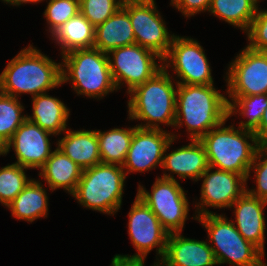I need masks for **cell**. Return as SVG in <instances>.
Returning a JSON list of instances; mask_svg holds the SVG:
<instances>
[{
  "label": "cell",
  "mask_w": 267,
  "mask_h": 266,
  "mask_svg": "<svg viewBox=\"0 0 267 266\" xmlns=\"http://www.w3.org/2000/svg\"><path fill=\"white\" fill-rule=\"evenodd\" d=\"M61 85V62L56 63L31 44L21 49L0 74V92L16 98L21 94L34 97Z\"/></svg>",
  "instance_id": "cell-1"
},
{
  "label": "cell",
  "mask_w": 267,
  "mask_h": 266,
  "mask_svg": "<svg viewBox=\"0 0 267 266\" xmlns=\"http://www.w3.org/2000/svg\"><path fill=\"white\" fill-rule=\"evenodd\" d=\"M227 120V97L214 84H178L174 128L185 126L189 140H200Z\"/></svg>",
  "instance_id": "cell-2"
},
{
  "label": "cell",
  "mask_w": 267,
  "mask_h": 266,
  "mask_svg": "<svg viewBox=\"0 0 267 266\" xmlns=\"http://www.w3.org/2000/svg\"><path fill=\"white\" fill-rule=\"evenodd\" d=\"M174 79L168 70L162 68L151 79L129 92V120L144 121L136 125L142 129H163L161 123L174 127L178 86L177 82L172 81Z\"/></svg>",
  "instance_id": "cell-3"
},
{
  "label": "cell",
  "mask_w": 267,
  "mask_h": 266,
  "mask_svg": "<svg viewBox=\"0 0 267 266\" xmlns=\"http://www.w3.org/2000/svg\"><path fill=\"white\" fill-rule=\"evenodd\" d=\"M211 129L200 141L205 147L208 164L214 169L241 174L247 178L257 149L261 146L254 132L239 126H224ZM252 142V143H250Z\"/></svg>",
  "instance_id": "cell-4"
},
{
  "label": "cell",
  "mask_w": 267,
  "mask_h": 266,
  "mask_svg": "<svg viewBox=\"0 0 267 266\" xmlns=\"http://www.w3.org/2000/svg\"><path fill=\"white\" fill-rule=\"evenodd\" d=\"M61 57L62 85L72 82L78 96L100 100L117 92L107 53L96 48L76 49Z\"/></svg>",
  "instance_id": "cell-5"
},
{
  "label": "cell",
  "mask_w": 267,
  "mask_h": 266,
  "mask_svg": "<svg viewBox=\"0 0 267 266\" xmlns=\"http://www.w3.org/2000/svg\"><path fill=\"white\" fill-rule=\"evenodd\" d=\"M126 178L121 165L99 163L82 170L71 195L86 209L111 216L121 209Z\"/></svg>",
  "instance_id": "cell-6"
},
{
  "label": "cell",
  "mask_w": 267,
  "mask_h": 266,
  "mask_svg": "<svg viewBox=\"0 0 267 266\" xmlns=\"http://www.w3.org/2000/svg\"><path fill=\"white\" fill-rule=\"evenodd\" d=\"M192 218L205 227L207 241L218 265L227 263L231 266H267L262 261L265 254L244 239L233 224V219L229 220L225 215L217 213Z\"/></svg>",
  "instance_id": "cell-7"
},
{
  "label": "cell",
  "mask_w": 267,
  "mask_h": 266,
  "mask_svg": "<svg viewBox=\"0 0 267 266\" xmlns=\"http://www.w3.org/2000/svg\"><path fill=\"white\" fill-rule=\"evenodd\" d=\"M151 189L148 191L138 184L136 196L152 210L169 234L182 233L189 218L190 202L178 180L158 176Z\"/></svg>",
  "instance_id": "cell-8"
},
{
  "label": "cell",
  "mask_w": 267,
  "mask_h": 266,
  "mask_svg": "<svg viewBox=\"0 0 267 266\" xmlns=\"http://www.w3.org/2000/svg\"><path fill=\"white\" fill-rule=\"evenodd\" d=\"M107 56L116 89L119 90L125 84L127 93L163 68L160 56L136 43L112 49Z\"/></svg>",
  "instance_id": "cell-9"
},
{
  "label": "cell",
  "mask_w": 267,
  "mask_h": 266,
  "mask_svg": "<svg viewBox=\"0 0 267 266\" xmlns=\"http://www.w3.org/2000/svg\"><path fill=\"white\" fill-rule=\"evenodd\" d=\"M163 68L173 69L177 84L212 85V69L200 43L189 37L174 36L169 51L162 59Z\"/></svg>",
  "instance_id": "cell-10"
},
{
  "label": "cell",
  "mask_w": 267,
  "mask_h": 266,
  "mask_svg": "<svg viewBox=\"0 0 267 266\" xmlns=\"http://www.w3.org/2000/svg\"><path fill=\"white\" fill-rule=\"evenodd\" d=\"M228 66L225 76L228 96L267 94V52L246 46Z\"/></svg>",
  "instance_id": "cell-11"
},
{
  "label": "cell",
  "mask_w": 267,
  "mask_h": 266,
  "mask_svg": "<svg viewBox=\"0 0 267 266\" xmlns=\"http://www.w3.org/2000/svg\"><path fill=\"white\" fill-rule=\"evenodd\" d=\"M208 167L199 177L203 180L201 197L195 202V217L215 214L208 209H227L247 191V178L241 174ZM206 207V208H205Z\"/></svg>",
  "instance_id": "cell-12"
},
{
  "label": "cell",
  "mask_w": 267,
  "mask_h": 266,
  "mask_svg": "<svg viewBox=\"0 0 267 266\" xmlns=\"http://www.w3.org/2000/svg\"><path fill=\"white\" fill-rule=\"evenodd\" d=\"M122 7L128 12L135 43L153 51L163 59L175 35L169 34L165 20L157 10L155 0L147 3H127Z\"/></svg>",
  "instance_id": "cell-13"
},
{
  "label": "cell",
  "mask_w": 267,
  "mask_h": 266,
  "mask_svg": "<svg viewBox=\"0 0 267 266\" xmlns=\"http://www.w3.org/2000/svg\"><path fill=\"white\" fill-rule=\"evenodd\" d=\"M128 217V235L137 251L131 257L146 258L150 251L157 247L155 250L158 264L164 257L169 233L152 210L137 196Z\"/></svg>",
  "instance_id": "cell-14"
},
{
  "label": "cell",
  "mask_w": 267,
  "mask_h": 266,
  "mask_svg": "<svg viewBox=\"0 0 267 266\" xmlns=\"http://www.w3.org/2000/svg\"><path fill=\"white\" fill-rule=\"evenodd\" d=\"M172 133L163 129H142L134 126V133L122 165L126 176L162 167L164 151Z\"/></svg>",
  "instance_id": "cell-15"
},
{
  "label": "cell",
  "mask_w": 267,
  "mask_h": 266,
  "mask_svg": "<svg viewBox=\"0 0 267 266\" xmlns=\"http://www.w3.org/2000/svg\"><path fill=\"white\" fill-rule=\"evenodd\" d=\"M52 133L26 119L0 150V156L14 150L15 164L28 169H40L52 154L49 136Z\"/></svg>",
  "instance_id": "cell-16"
},
{
  "label": "cell",
  "mask_w": 267,
  "mask_h": 266,
  "mask_svg": "<svg viewBox=\"0 0 267 266\" xmlns=\"http://www.w3.org/2000/svg\"><path fill=\"white\" fill-rule=\"evenodd\" d=\"M172 139L166 146L164 151L163 163L161 169L165 170L162 178L177 180L174 174L180 179L190 178L193 181H198L202 173L209 167L206 150L200 140L191 141L187 145H183L176 150L169 151L173 142L178 139L177 134H173ZM169 171L170 173H167Z\"/></svg>",
  "instance_id": "cell-17"
},
{
  "label": "cell",
  "mask_w": 267,
  "mask_h": 266,
  "mask_svg": "<svg viewBox=\"0 0 267 266\" xmlns=\"http://www.w3.org/2000/svg\"><path fill=\"white\" fill-rule=\"evenodd\" d=\"M182 233H170L166 251L158 266H216L214 252L205 240L184 237Z\"/></svg>",
  "instance_id": "cell-18"
},
{
  "label": "cell",
  "mask_w": 267,
  "mask_h": 266,
  "mask_svg": "<svg viewBox=\"0 0 267 266\" xmlns=\"http://www.w3.org/2000/svg\"><path fill=\"white\" fill-rule=\"evenodd\" d=\"M267 201L250 195L247 191L231 206L234 209V221L238 232L245 240L253 243L265 254V216Z\"/></svg>",
  "instance_id": "cell-19"
},
{
  "label": "cell",
  "mask_w": 267,
  "mask_h": 266,
  "mask_svg": "<svg viewBox=\"0 0 267 266\" xmlns=\"http://www.w3.org/2000/svg\"><path fill=\"white\" fill-rule=\"evenodd\" d=\"M57 140V147L82 169L101 163L96 130H71Z\"/></svg>",
  "instance_id": "cell-20"
},
{
  "label": "cell",
  "mask_w": 267,
  "mask_h": 266,
  "mask_svg": "<svg viewBox=\"0 0 267 266\" xmlns=\"http://www.w3.org/2000/svg\"><path fill=\"white\" fill-rule=\"evenodd\" d=\"M39 170V177L46 181L52 192L63 188L71 195L77 187L83 169L56 147Z\"/></svg>",
  "instance_id": "cell-21"
},
{
  "label": "cell",
  "mask_w": 267,
  "mask_h": 266,
  "mask_svg": "<svg viewBox=\"0 0 267 266\" xmlns=\"http://www.w3.org/2000/svg\"><path fill=\"white\" fill-rule=\"evenodd\" d=\"M32 98V115L27 119L54 136L61 135L67 129L70 109L63 101L47 93Z\"/></svg>",
  "instance_id": "cell-22"
},
{
  "label": "cell",
  "mask_w": 267,
  "mask_h": 266,
  "mask_svg": "<svg viewBox=\"0 0 267 266\" xmlns=\"http://www.w3.org/2000/svg\"><path fill=\"white\" fill-rule=\"evenodd\" d=\"M135 44L128 12L121 6L105 22L95 27L94 48L108 53L112 49Z\"/></svg>",
  "instance_id": "cell-23"
},
{
  "label": "cell",
  "mask_w": 267,
  "mask_h": 266,
  "mask_svg": "<svg viewBox=\"0 0 267 266\" xmlns=\"http://www.w3.org/2000/svg\"><path fill=\"white\" fill-rule=\"evenodd\" d=\"M41 180L31 179L24 189L6 207L16 220L32 223L48 217L49 197ZM44 187V188H43Z\"/></svg>",
  "instance_id": "cell-24"
},
{
  "label": "cell",
  "mask_w": 267,
  "mask_h": 266,
  "mask_svg": "<svg viewBox=\"0 0 267 266\" xmlns=\"http://www.w3.org/2000/svg\"><path fill=\"white\" fill-rule=\"evenodd\" d=\"M51 39L61 49V56L76 49L94 48L95 27L79 12L59 27Z\"/></svg>",
  "instance_id": "cell-25"
},
{
  "label": "cell",
  "mask_w": 267,
  "mask_h": 266,
  "mask_svg": "<svg viewBox=\"0 0 267 266\" xmlns=\"http://www.w3.org/2000/svg\"><path fill=\"white\" fill-rule=\"evenodd\" d=\"M254 0H211L210 14L246 33L256 15Z\"/></svg>",
  "instance_id": "cell-26"
},
{
  "label": "cell",
  "mask_w": 267,
  "mask_h": 266,
  "mask_svg": "<svg viewBox=\"0 0 267 266\" xmlns=\"http://www.w3.org/2000/svg\"><path fill=\"white\" fill-rule=\"evenodd\" d=\"M134 127L96 130L101 163L123 165L133 137Z\"/></svg>",
  "instance_id": "cell-27"
},
{
  "label": "cell",
  "mask_w": 267,
  "mask_h": 266,
  "mask_svg": "<svg viewBox=\"0 0 267 266\" xmlns=\"http://www.w3.org/2000/svg\"><path fill=\"white\" fill-rule=\"evenodd\" d=\"M227 97L229 98H227L228 119L239 113L242 118H247V121H240L239 127L243 130L255 132L259 128L261 118L267 107V94Z\"/></svg>",
  "instance_id": "cell-28"
},
{
  "label": "cell",
  "mask_w": 267,
  "mask_h": 266,
  "mask_svg": "<svg viewBox=\"0 0 267 266\" xmlns=\"http://www.w3.org/2000/svg\"><path fill=\"white\" fill-rule=\"evenodd\" d=\"M18 99L0 92V150L27 119V114H23L25 108Z\"/></svg>",
  "instance_id": "cell-29"
},
{
  "label": "cell",
  "mask_w": 267,
  "mask_h": 266,
  "mask_svg": "<svg viewBox=\"0 0 267 266\" xmlns=\"http://www.w3.org/2000/svg\"><path fill=\"white\" fill-rule=\"evenodd\" d=\"M28 168L19 164H8L0 168V203L7 207L31 181L26 175Z\"/></svg>",
  "instance_id": "cell-30"
},
{
  "label": "cell",
  "mask_w": 267,
  "mask_h": 266,
  "mask_svg": "<svg viewBox=\"0 0 267 266\" xmlns=\"http://www.w3.org/2000/svg\"><path fill=\"white\" fill-rule=\"evenodd\" d=\"M45 1V0H43ZM47 1V0H46ZM44 10L50 36L70 18L80 12V0H48Z\"/></svg>",
  "instance_id": "cell-31"
},
{
  "label": "cell",
  "mask_w": 267,
  "mask_h": 266,
  "mask_svg": "<svg viewBox=\"0 0 267 266\" xmlns=\"http://www.w3.org/2000/svg\"><path fill=\"white\" fill-rule=\"evenodd\" d=\"M121 6L119 0H80V13L96 27L114 15Z\"/></svg>",
  "instance_id": "cell-32"
},
{
  "label": "cell",
  "mask_w": 267,
  "mask_h": 266,
  "mask_svg": "<svg viewBox=\"0 0 267 266\" xmlns=\"http://www.w3.org/2000/svg\"><path fill=\"white\" fill-rule=\"evenodd\" d=\"M254 172L256 189L247 188V192L259 199L267 201V145H261L255 154L254 161L249 168L247 181Z\"/></svg>",
  "instance_id": "cell-33"
},
{
  "label": "cell",
  "mask_w": 267,
  "mask_h": 266,
  "mask_svg": "<svg viewBox=\"0 0 267 266\" xmlns=\"http://www.w3.org/2000/svg\"><path fill=\"white\" fill-rule=\"evenodd\" d=\"M247 46L255 51L267 52V9L258 6L249 30L246 32Z\"/></svg>",
  "instance_id": "cell-34"
},
{
  "label": "cell",
  "mask_w": 267,
  "mask_h": 266,
  "mask_svg": "<svg viewBox=\"0 0 267 266\" xmlns=\"http://www.w3.org/2000/svg\"><path fill=\"white\" fill-rule=\"evenodd\" d=\"M170 5L189 18L203 11L208 12L211 0H171Z\"/></svg>",
  "instance_id": "cell-35"
},
{
  "label": "cell",
  "mask_w": 267,
  "mask_h": 266,
  "mask_svg": "<svg viewBox=\"0 0 267 266\" xmlns=\"http://www.w3.org/2000/svg\"><path fill=\"white\" fill-rule=\"evenodd\" d=\"M145 259L143 257H131L130 255L116 254L112 258L110 266H145ZM151 266H158L156 261Z\"/></svg>",
  "instance_id": "cell-36"
},
{
  "label": "cell",
  "mask_w": 267,
  "mask_h": 266,
  "mask_svg": "<svg viewBox=\"0 0 267 266\" xmlns=\"http://www.w3.org/2000/svg\"><path fill=\"white\" fill-rule=\"evenodd\" d=\"M254 133L261 145H267V107L261 118L259 128Z\"/></svg>",
  "instance_id": "cell-37"
},
{
  "label": "cell",
  "mask_w": 267,
  "mask_h": 266,
  "mask_svg": "<svg viewBox=\"0 0 267 266\" xmlns=\"http://www.w3.org/2000/svg\"><path fill=\"white\" fill-rule=\"evenodd\" d=\"M1 1H3L4 3H6V4H9V5H12V6H20L21 4H26V3H39V2H41V1H43V0H1Z\"/></svg>",
  "instance_id": "cell-38"
},
{
  "label": "cell",
  "mask_w": 267,
  "mask_h": 266,
  "mask_svg": "<svg viewBox=\"0 0 267 266\" xmlns=\"http://www.w3.org/2000/svg\"><path fill=\"white\" fill-rule=\"evenodd\" d=\"M122 5L127 3H147L154 0H119Z\"/></svg>",
  "instance_id": "cell-39"
},
{
  "label": "cell",
  "mask_w": 267,
  "mask_h": 266,
  "mask_svg": "<svg viewBox=\"0 0 267 266\" xmlns=\"http://www.w3.org/2000/svg\"><path fill=\"white\" fill-rule=\"evenodd\" d=\"M258 5H259V2H261L260 0H254Z\"/></svg>",
  "instance_id": "cell-40"
}]
</instances>
